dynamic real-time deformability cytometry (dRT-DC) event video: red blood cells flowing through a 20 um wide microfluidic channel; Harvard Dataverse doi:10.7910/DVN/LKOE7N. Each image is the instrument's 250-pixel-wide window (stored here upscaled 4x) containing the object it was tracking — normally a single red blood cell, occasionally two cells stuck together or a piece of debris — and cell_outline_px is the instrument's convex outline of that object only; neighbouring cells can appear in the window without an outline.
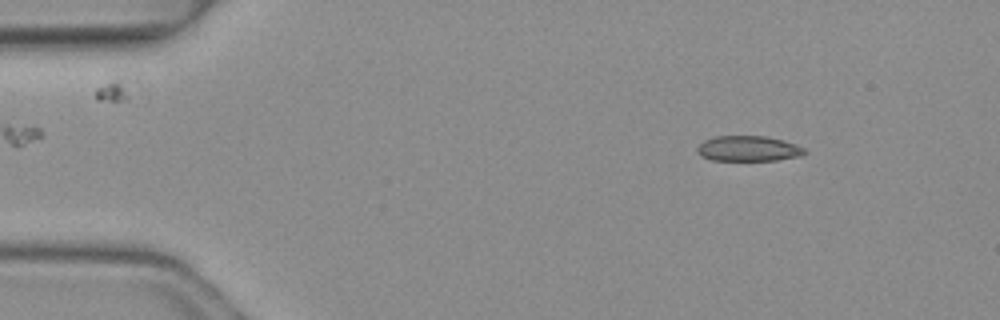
{"species": "common noctule bat (a hibernating species)", "species_latin": "Nyctalus noctula", "temperature_condition": "warm", "stored_images_in_passage": 3, "camera_frame_rate_fps": 3000, "um_per_image_px": 0.085, "animal": {"sex": "female", "body_mass_g": 19.3, "forearm_length_mm": 54.1}, "frame": {"image": 1, "passage_image": 1, "time_ms": 0.0, "image_size_px": [1000, 320], "cell_outline_px": [[808, 152], [800, 156], [776, 160], [712, 160], [700, 156], [696, 152], [696, 148], [704, 140], [716, 136], [768, 136], [784, 140], [796, 144], [804, 148]], "centroid_in_image_um": [63.61, 12.62], "position_along_channel_um": 21.4, "area_um2": 16.01}}
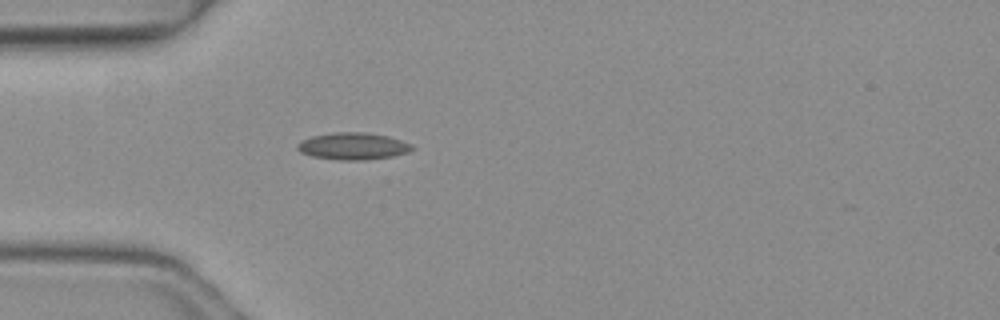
{"frame": {"image": 2, "passage_image": 3, "time_ms": 0.667, "image_size_px": [1000, 320], "cell_outline_px": [[416, 148], [408, 152], [392, 156], [364, 160], [340, 160], [312, 156], [300, 152], [296, 148], [296, 144], [312, 136], [336, 132], [364, 132], [388, 136], [412, 144]], "centroid_in_image_um": [30.02, 12.42], "position_along_channel_um": 55.0, "area_um2": 17.98}}